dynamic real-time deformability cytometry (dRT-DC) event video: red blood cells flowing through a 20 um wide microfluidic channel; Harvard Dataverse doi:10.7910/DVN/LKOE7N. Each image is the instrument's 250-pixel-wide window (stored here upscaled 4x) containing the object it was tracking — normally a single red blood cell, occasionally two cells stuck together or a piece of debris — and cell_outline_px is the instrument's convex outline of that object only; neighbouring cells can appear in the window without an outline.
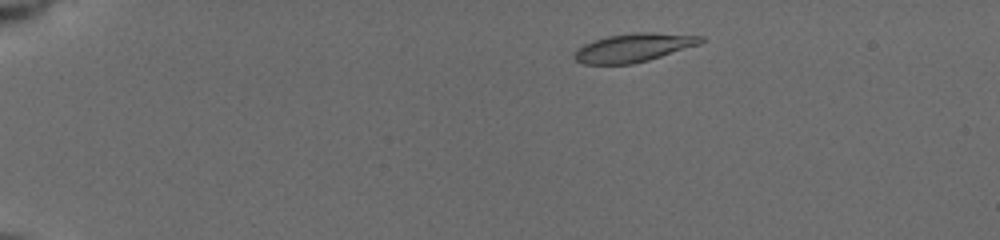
{"species": "common noctule bat (a hibernating species)", "species_latin": "Nyctalus noctula", "temperature_condition": "cold", "stored_images_in_passage": 37, "camera_frame_rate_fps": 3000, "um_per_image_px": 0.085, "animal": {"sex": "female", "body_mass_g": 19.5, "forearm_length_mm": 54.1}, "frame": {"image": 1, "passage_image": 1, "time_ms": 0.0, "image_size_px": [1000, 240], "cell_outline_px": [[704, 40], [700, 44], [648, 60], [632, 64], [584, 64], [576, 60], [572, 56], [572, 52], [584, 44], [608, 36], [632, 32], [652, 32], [704, 36]], "centroid_in_image_um": [53.84, 4.05], "position_along_channel_um": 31.2, "area_um2": 20.98}}
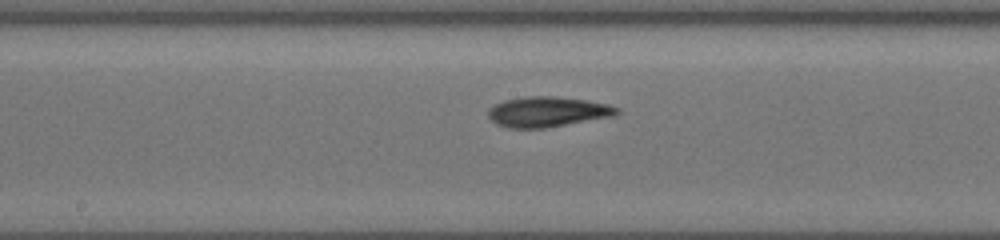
{"frame": {"image": 2, "passage_image": 16, "time_ms": 6.667, "image_size_px": [1000, 240], "cell_outline_px": [[620, 112], [612, 116], [544, 128], [512, 128], [496, 124], [488, 116], [488, 108], [504, 100], [524, 96], [556, 96], [584, 100], [608, 104], [620, 108]], "centroid_in_image_um": [46.52, 9.49], "position_along_channel_um": 201.7, "area_um2": 22.54}}
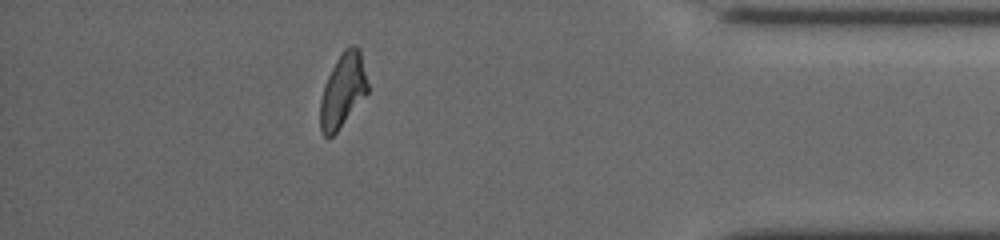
{"frame": {"image": 3, "passage_image": 32, "time_ms": 12.667, "image_size_px": [1000, 240], "cell_outline_px": [[368, 92], [340, 128], [332, 136], [324, 136], [320, 132], [320, 100], [328, 76], [336, 60], [344, 48], [352, 44], [356, 44], [360, 48], [368, 84]], "centroid_in_image_um": [29.14, 7.66], "position_along_channel_um": 406.1, "area_um2": 20.4}, "authors_computed_cell_mechanics": {"area_um2": 21.5594, "velocity_mm_per_s": 3.912, "shape_relaxation_time_tau1_ms": 3.8281, "shape_relaxation_time_tau2_ms": 3.5701, "deformation_change_tau1": 0.1773, "deformation_change_tau2": 0.0849}}